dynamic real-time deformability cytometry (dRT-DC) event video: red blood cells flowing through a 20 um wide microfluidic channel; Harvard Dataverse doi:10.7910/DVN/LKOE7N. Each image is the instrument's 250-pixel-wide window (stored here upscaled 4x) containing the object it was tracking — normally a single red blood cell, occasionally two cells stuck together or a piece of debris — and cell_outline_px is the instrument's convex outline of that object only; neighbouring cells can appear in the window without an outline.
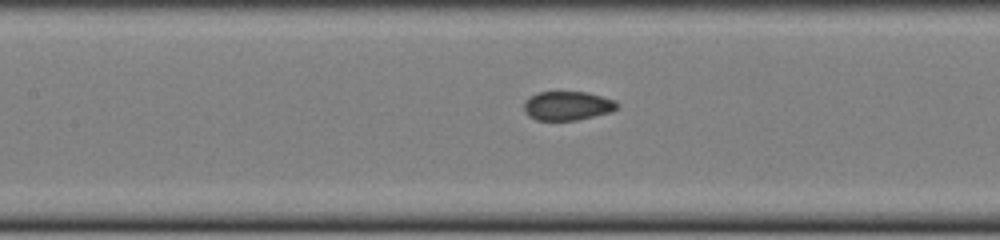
{"species": "common noctule bat (a hibernating species)", "species_latin": "Nyctalus noctula", "temperature_condition": "cold", "stored_images_in_passage": 23, "camera_frame_rate_fps": 3000, "um_per_image_px": 0.085, "animal": {"sex": "female", "body_mass_g": 22.0, "forearm_length_mm": 56.7}, "frame": {"image": 1, "passage_image": 6, "time_ms": 1.667, "image_size_px": [1000, 240], "cell_outline_px": [[620, 104], [612, 112], [576, 120], [536, 120], [528, 116], [524, 112], [524, 100], [540, 92], [588, 92], [616, 100]], "centroid_in_image_um": [48.25, 8.99], "position_along_channel_um": 159.1, "area_um2": 15.84}}
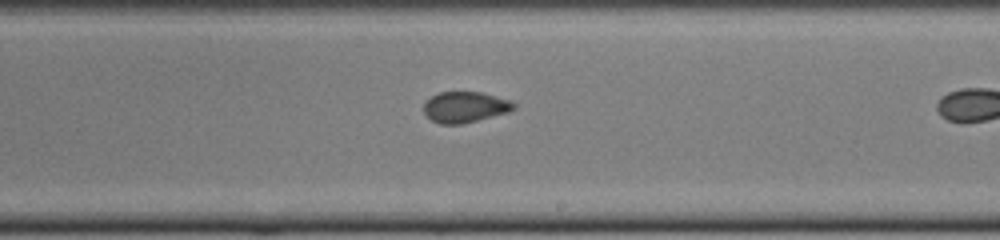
{"frame": {"image": 2, "passage_image": 13, "time_ms": 4.0, "image_size_px": [1000, 240], "cell_outline_px": [[516, 108], [508, 112], [460, 124], [440, 124], [432, 120], [424, 112], [424, 104], [432, 96], [440, 92], [480, 92], [508, 100], [516, 104]], "centroid_in_image_um": [39.52, 9.1], "position_along_channel_um": 249.5, "area_um2": 15.84}}
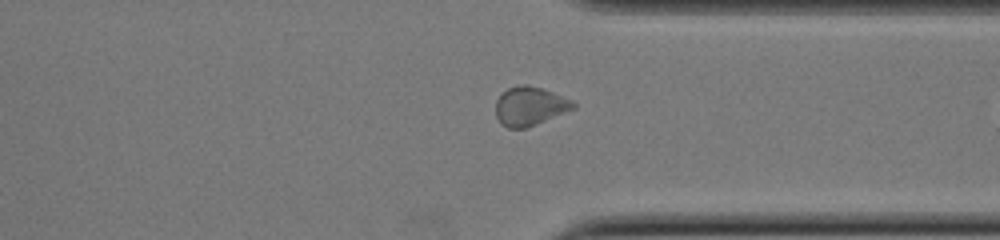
{"frame": {"image": 3, "passage_image": 22, "time_ms": 7.0, "image_size_px": [1000, 240], "cell_outline_px": [[576, 108], [536, 124], [524, 128], [508, 128], [500, 124], [496, 116], [496, 100], [508, 88], [520, 84], [524, 84], [540, 88], [552, 92], [572, 100], [576, 104]], "centroid_in_image_um": [45.03, 9.03], "position_along_channel_um": 366.4, "area_um2": 17.4}}